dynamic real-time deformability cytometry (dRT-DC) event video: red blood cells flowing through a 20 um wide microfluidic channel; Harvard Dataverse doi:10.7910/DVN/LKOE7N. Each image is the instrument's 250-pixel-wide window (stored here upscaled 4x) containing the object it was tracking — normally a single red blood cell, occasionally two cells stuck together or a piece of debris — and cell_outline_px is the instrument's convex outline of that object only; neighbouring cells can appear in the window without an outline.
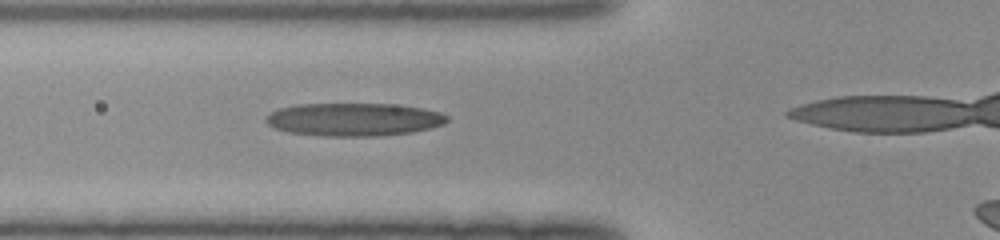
{"species": "human", "species_latin": "Homo sapiens", "temperature_condition": "room temperature", "stored_images_in_passage": 34, "camera_frame_rate_fps": 3000, "um_per_image_px": 0.085, "donor": {"sex": "female"}, "frame": {"image": 1, "passage_image": 12, "time_ms": 3.667, "image_size_px": [1000, 240], "cell_outline_px": [[448, 120], [444, 124], [412, 132], [380, 136], [328, 136], [288, 132], [276, 128], [268, 124], [264, 120], [264, 116], [280, 108], [296, 104], [392, 104], [424, 108], [440, 112], [448, 116]], "centroid_in_image_um": [30.08, 10.15], "position_along_channel_um": 95.7, "area_um2": 34.85}}
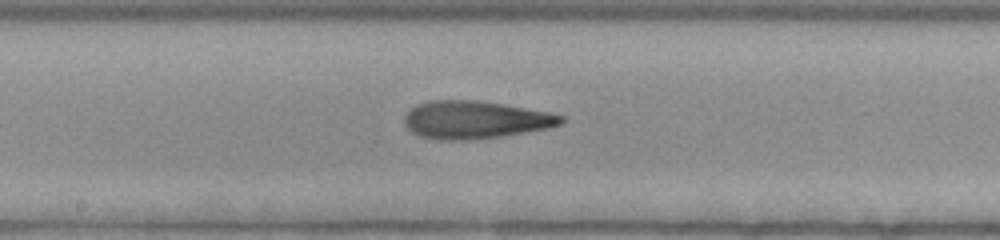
{"frame": {"image": 2, "passage_image": 20, "time_ms": 6.333, "image_size_px": [1000, 240], "cell_outline_px": [[564, 120], [560, 124], [548, 128], [504, 136], [460, 140], [436, 140], [420, 136], [412, 132], [404, 124], [404, 116], [416, 104], [428, 100], [476, 100], [504, 104], [548, 112], [564, 116]], "centroid_in_image_um": [40.36, 10.18], "position_along_channel_um": 207.8, "area_um2": 34.45}}
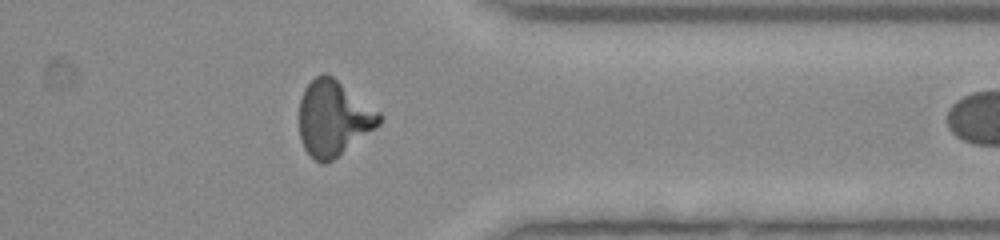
{"frame": {"image": 3, "passage_image": 33, "time_ms": 10.667, "image_size_px": [1000, 240], "cell_outline_px": [[380, 124], [376, 128], [332, 160], [324, 164], [320, 164], [304, 148], [300, 140], [300, 100], [304, 88], [316, 76], [324, 72], [332, 76], [380, 112]], "centroid_in_image_um": [28.33, 10.05], "position_along_channel_um": 383.1, "area_um2": 34.74}}